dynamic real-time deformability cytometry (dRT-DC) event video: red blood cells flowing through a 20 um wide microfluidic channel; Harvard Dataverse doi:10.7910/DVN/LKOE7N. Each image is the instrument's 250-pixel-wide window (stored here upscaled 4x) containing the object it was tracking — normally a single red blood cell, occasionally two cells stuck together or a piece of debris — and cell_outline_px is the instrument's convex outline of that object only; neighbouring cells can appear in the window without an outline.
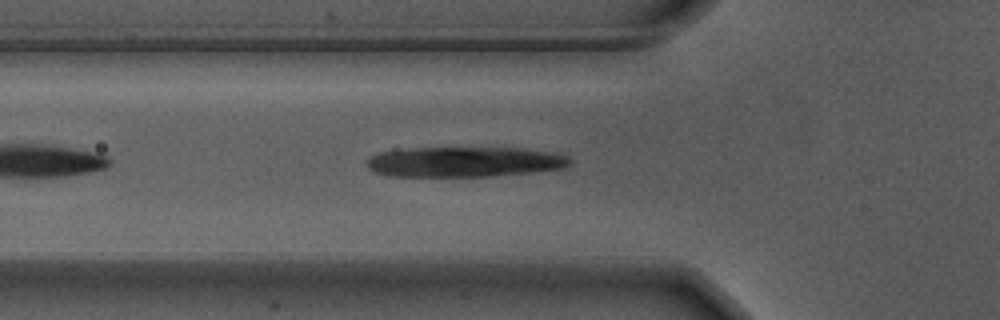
{"species": "Egyptian fruit bat (a non-hibernating species)", "species_latin": "Rousettus aegyptiacus", "temperature_condition": "warm", "stored_images_in_passage": 19, "camera_frame_rate_fps": 3000, "um_per_image_px": 0.085, "animal": {"sex": "male"}, "frame": {"image": 1, "passage_image": 2, "time_ms": 0.333, "image_size_px": [1000, 320], "cell_outline_px": [[572, 164], [564, 168], [536, 172], [488, 176], [388, 176], [372, 172], [364, 164], [364, 160], [380, 152], [412, 148], [524, 148], [556, 152], [568, 156], [572, 160]], "centroid_in_image_um": [39.51, 13.76], "position_along_channel_um": 86.3, "area_um2": 36.24}}